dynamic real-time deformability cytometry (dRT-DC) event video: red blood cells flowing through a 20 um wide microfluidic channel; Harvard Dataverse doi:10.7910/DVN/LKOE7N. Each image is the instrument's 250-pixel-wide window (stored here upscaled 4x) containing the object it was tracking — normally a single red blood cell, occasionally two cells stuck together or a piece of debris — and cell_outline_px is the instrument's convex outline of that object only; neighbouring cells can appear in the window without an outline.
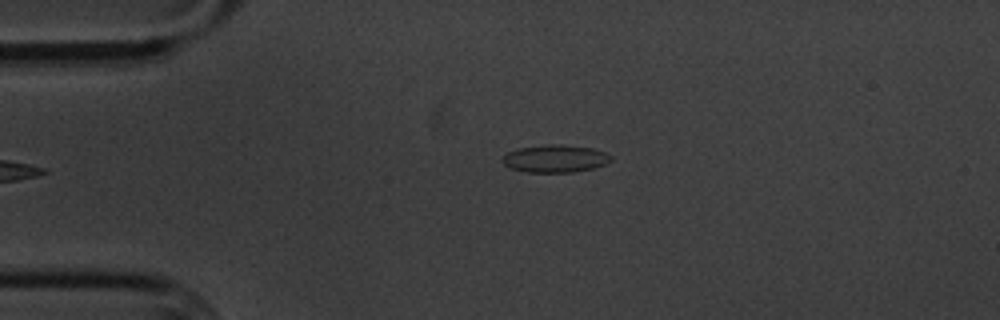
{"species": "common noctule bat (a hibernating species)", "species_latin": "Nyctalus noctula", "temperature_condition": "cold", "stored_images_in_passage": 5, "camera_frame_rate_fps": 3000, "um_per_image_px": 0.085, "animal": {"sex": "male", "body_mass_g": 20.1, "forearm_length_mm": 53.5}, "frame": {"image": 1, "passage_image": 5, "time_ms": 5.667, "image_size_px": [1000, 320], "cell_outline_px": [[612, 160], [604, 164], [592, 168], [572, 172], [528, 172], [512, 168], [504, 164], [500, 160], [508, 152], [516, 148], [548, 144], [556, 144], [592, 148], [604, 152], [612, 156]], "centroid_in_image_um": [47.17, 13.47], "position_along_channel_um": 37.8, "area_um2": 17.28}}